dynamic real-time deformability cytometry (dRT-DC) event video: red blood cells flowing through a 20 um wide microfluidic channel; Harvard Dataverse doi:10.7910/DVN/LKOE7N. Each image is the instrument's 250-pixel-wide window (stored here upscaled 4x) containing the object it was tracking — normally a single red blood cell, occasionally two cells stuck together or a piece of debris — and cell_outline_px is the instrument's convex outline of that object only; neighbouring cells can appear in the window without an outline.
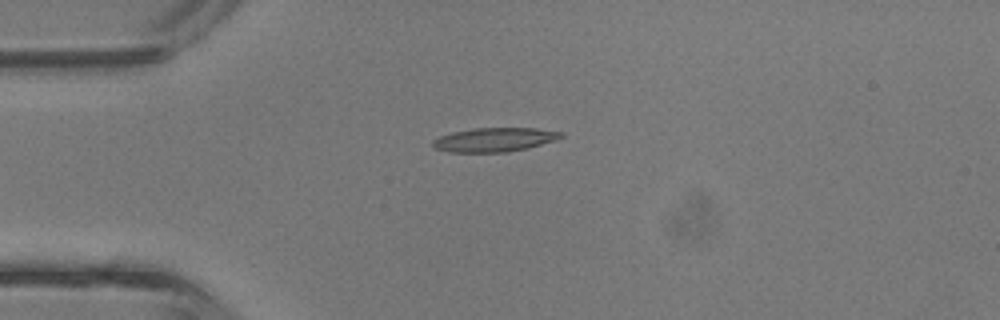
{"species": "common noctule bat (a hibernating species)", "species_latin": "Nyctalus noctula", "temperature_condition": "room temperature", "stored_images_in_passage": 4, "camera_frame_rate_fps": 3000, "um_per_image_px": 0.085, "animal": {"sex": "male", "body_mass_g": 13.3}, "frame": {"image": 1, "passage_image": 3, "time_ms": 0.667, "image_size_px": [1000, 320], "cell_outline_px": [[564, 136], [556, 140], [528, 148], [508, 152], [448, 152], [432, 148], [432, 140], [440, 136], [452, 132], [472, 128], [536, 128], [564, 132]], "centroid_in_image_um": [42.02, 11.87], "position_along_channel_um": 43.0, "area_um2": 18.15}}